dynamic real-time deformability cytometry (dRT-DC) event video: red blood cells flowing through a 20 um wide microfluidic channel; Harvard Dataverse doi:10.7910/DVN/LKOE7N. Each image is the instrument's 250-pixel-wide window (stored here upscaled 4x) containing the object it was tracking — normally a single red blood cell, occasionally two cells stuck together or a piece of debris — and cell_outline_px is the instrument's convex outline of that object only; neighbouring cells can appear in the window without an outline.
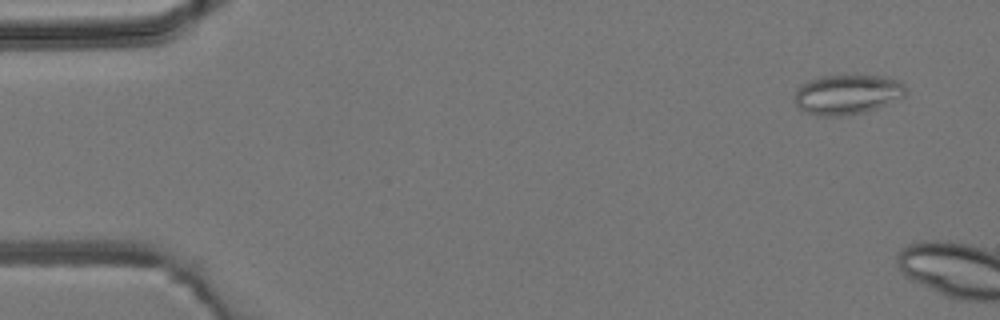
{"species": "common noctule bat (a hibernating species)", "species_latin": "Nyctalus noctula", "temperature_condition": "room temperature", "stored_images_in_passage": 2, "camera_frame_rate_fps": 3000, "um_per_image_px": 0.085, "animal": {"sex": "male", "body_mass_g": 19.2, "forearm_length_mm": 51.8}, "frame": {"image": 1, "passage_image": 1, "time_ms": 0.0, "image_size_px": [1000, 320], "cell_outline_px": [[908, 92], [904, 96], [876, 108], [864, 112], [840, 116], [820, 116], [808, 112], [800, 108], [796, 104], [796, 88], [800, 84], [824, 76], [880, 76], [896, 80], [904, 84], [908, 88]], "centroid_in_image_um": [72.04, 8.03], "position_along_channel_um": 13.0, "area_um2": 25.37}}